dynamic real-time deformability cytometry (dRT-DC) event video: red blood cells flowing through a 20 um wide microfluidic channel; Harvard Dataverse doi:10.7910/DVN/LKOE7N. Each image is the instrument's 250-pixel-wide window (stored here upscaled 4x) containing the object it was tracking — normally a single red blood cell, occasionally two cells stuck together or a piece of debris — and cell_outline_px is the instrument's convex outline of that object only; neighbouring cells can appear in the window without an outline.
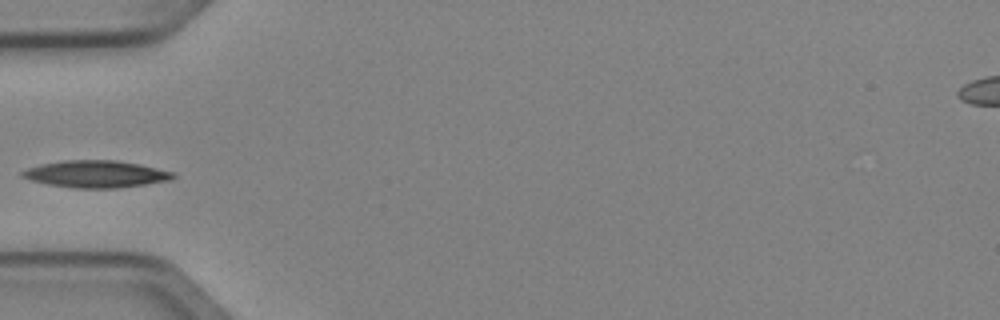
{"species": "Egyptian fruit bat (a non-hibernating species)", "species_latin": "Rousettus aegyptiacus", "temperature_condition": "cold", "stored_images_in_passage": 3, "camera_frame_rate_fps": 3000, "um_per_image_px": 0.085, "animal": {"sex": "female"}, "frame": {"image": 1, "passage_image": 3, "time_ms": 0.667, "image_size_px": [1000, 320], "cell_outline_px": [[176, 176], [172, 180], [120, 188], [72, 188], [48, 184], [32, 180], [20, 176], [20, 172], [28, 168], [40, 164], [64, 160], [116, 160], [140, 164], [172, 172]], "centroid_in_image_um": [8.15, 14.79], "position_along_channel_um": 76.8, "area_um2": 23.81}}